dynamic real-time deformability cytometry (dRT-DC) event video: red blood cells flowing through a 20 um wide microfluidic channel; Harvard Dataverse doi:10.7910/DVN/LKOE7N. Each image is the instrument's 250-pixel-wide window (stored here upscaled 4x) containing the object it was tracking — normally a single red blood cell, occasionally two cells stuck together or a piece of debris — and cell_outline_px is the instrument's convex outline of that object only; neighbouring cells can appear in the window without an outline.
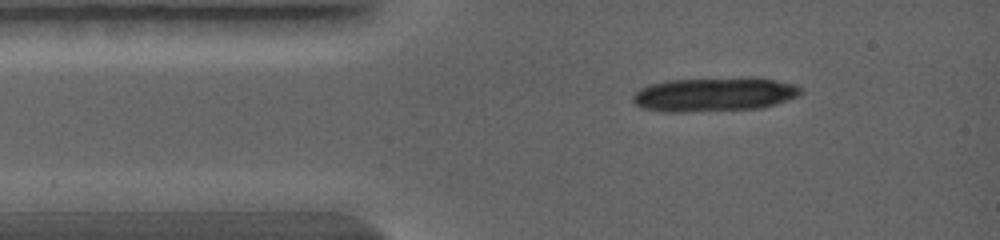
{"species": "common noctule bat (a hibernating species)", "species_latin": "Nyctalus noctula", "temperature_condition": "warm", "stored_images_in_passage": 1, "camera_frame_rate_fps": 5000, "um_per_image_px": 0.085, "animal": {"sex": "female", "body_mass_g": 19.0, "forearm_length_mm": 56.7}, "frame": {"image": 1, "passage_image": 1, "time_ms": 0.0, "image_size_px": [1000, 240], "cell_outline_px": [[800, 96], [776, 104], [760, 108], [688, 112], [664, 112], [644, 108], [636, 104], [632, 100], [632, 96], [640, 88], [648, 84], [664, 80], [744, 76], [752, 76], [776, 80], [796, 84], [800, 88]], "centroid_in_image_um": [60.72, 8.0], "position_along_channel_um": 24.3, "area_um2": 34.1}}